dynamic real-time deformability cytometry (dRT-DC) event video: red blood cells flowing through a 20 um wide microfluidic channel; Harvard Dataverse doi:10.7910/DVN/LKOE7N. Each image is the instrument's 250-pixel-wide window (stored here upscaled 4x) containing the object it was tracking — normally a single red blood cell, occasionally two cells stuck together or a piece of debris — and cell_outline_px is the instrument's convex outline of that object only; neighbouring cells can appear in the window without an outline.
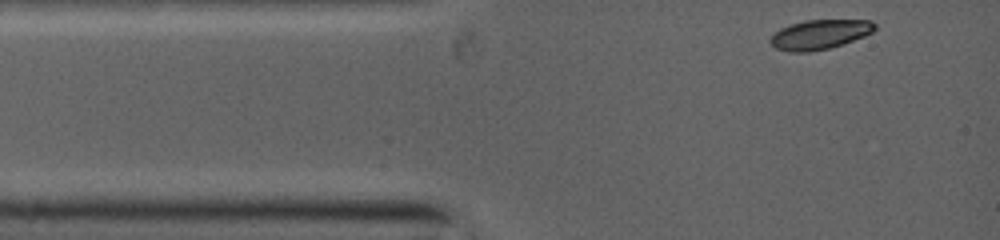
{"species": "common noctule bat (a hibernating species)", "species_latin": "Nyctalus noctula", "temperature_condition": "warm", "stored_images_in_passage": 7, "camera_frame_rate_fps": 5000, "um_per_image_px": 0.085, "animal": {"sex": "female", "body_mass_g": 19.0, "forearm_length_mm": 53.3}, "frame": {"image": 1, "passage_image": 1, "time_ms": 0.0, "image_size_px": [1000, 240], "cell_outline_px": [[876, 28], [872, 32], [864, 36], [828, 48], [808, 52], [788, 52], [776, 48], [772, 44], [772, 36], [776, 32], [792, 24], [808, 20], [868, 20], [876, 24]], "centroid_in_image_um": [69.71, 2.93], "position_along_channel_um": 15.3, "area_um2": 17.46}}
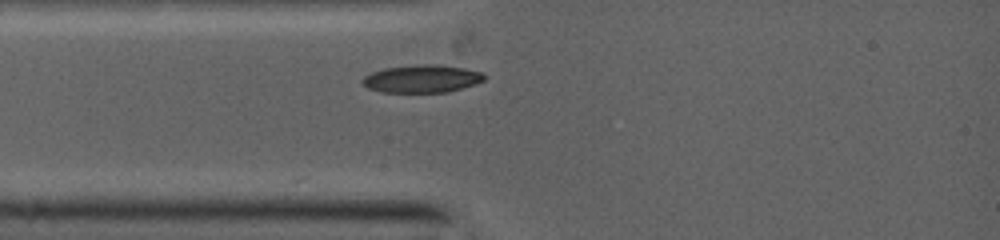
{"frame": {"image": 2, "passage_image": 7, "time_ms": 1.6, "image_size_px": [1000, 240], "cell_outline_px": [[484, 80], [460, 88], [444, 92], [384, 92], [368, 88], [360, 80], [364, 76], [372, 72], [384, 68], [424, 64], [436, 64], [464, 68], [480, 72], [484, 76]], "centroid_in_image_um": [35.81, 6.68], "position_along_channel_um": 49.2, "area_um2": 19.31}}